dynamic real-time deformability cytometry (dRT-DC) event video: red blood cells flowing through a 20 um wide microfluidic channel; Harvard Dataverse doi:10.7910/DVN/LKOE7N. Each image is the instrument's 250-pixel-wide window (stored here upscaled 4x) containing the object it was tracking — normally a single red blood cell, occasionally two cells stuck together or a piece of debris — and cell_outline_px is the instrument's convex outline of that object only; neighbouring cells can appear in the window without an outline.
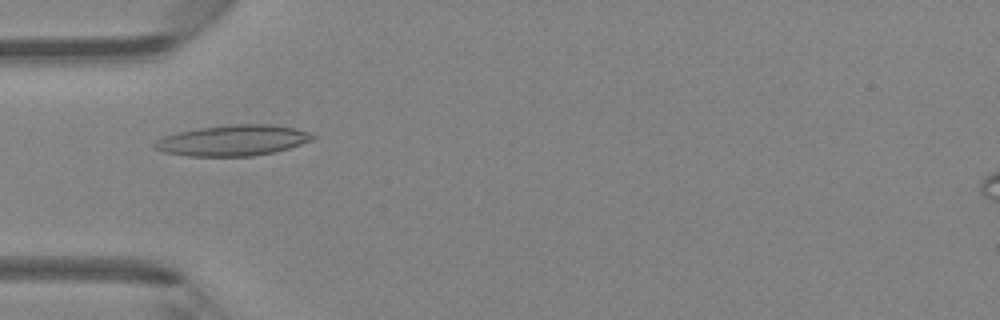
{"species": "Egyptian fruit bat (a non-hibernating species)", "species_latin": "Rousettus aegyptiacus", "temperature_condition": "room temperature", "stored_images_in_passage": 47, "camera_frame_rate_fps": 3000, "um_per_image_px": 0.085, "animal": {"sex": "female"}, "frame": {"image": 1, "passage_image": 15, "time_ms": 4.667, "image_size_px": [1000, 320], "cell_outline_px": [[316, 136], [312, 140], [288, 148], [272, 152], [252, 156], [188, 156], [164, 152], [156, 148], [152, 144], [156, 140], [164, 136], [180, 132], [200, 128], [228, 124], [272, 124], [296, 128], [308, 132]], "centroid_in_image_um": [19.8, 11.93], "position_along_channel_um": 65.2, "area_um2": 28.15}}
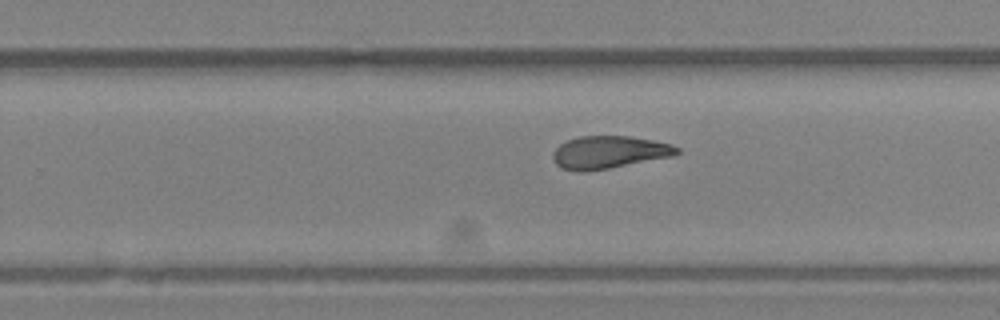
{"frame": {"image": 2, "passage_image": 30, "time_ms": 9.667, "image_size_px": [1000, 320], "cell_outline_px": [[680, 152], [672, 156], [608, 168], [580, 172], [560, 168], [556, 164], [552, 156], [552, 152], [560, 144], [568, 140], [580, 136], [628, 136], [652, 140], [672, 144], [680, 148]], "centroid_in_image_um": [51.75, 12.94], "position_along_channel_um": 278.0, "area_um2": 23.41}}
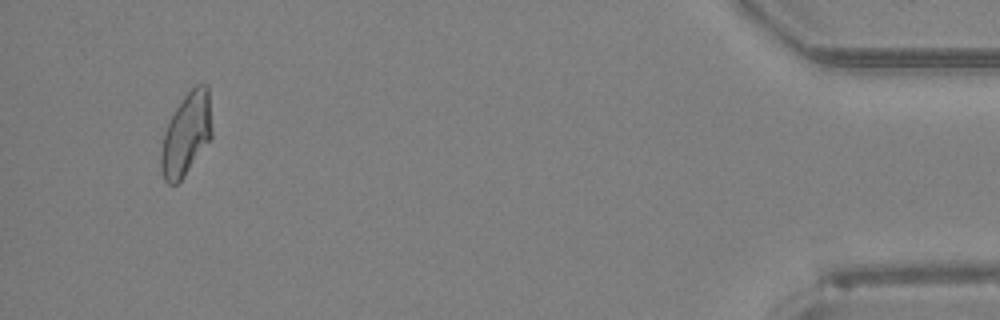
{"frame": {"image": 3, "passage_image": 45, "time_ms": 14.667, "image_size_px": [1000, 320], "cell_outline_px": [[212, 136], [184, 176], [176, 184], [168, 184], [164, 180], [160, 168], [160, 156], [164, 132], [176, 108], [184, 96], [196, 84], [208, 84], [212, 132]], "centroid_in_image_um": [15.83, 11.41], "position_along_channel_um": 419.4, "area_um2": 24.22}, "authors_computed_cell_mechanics": {"area_um2": 24.6228, "velocity_mm_per_s": 4.2994, "shape_relaxation_time_tau1_ms": null, "shape_relaxation_time_tau2_ms": 2.3068, "deformation_change_tau1": null, "deformation_change_tau2": 0.0951}}